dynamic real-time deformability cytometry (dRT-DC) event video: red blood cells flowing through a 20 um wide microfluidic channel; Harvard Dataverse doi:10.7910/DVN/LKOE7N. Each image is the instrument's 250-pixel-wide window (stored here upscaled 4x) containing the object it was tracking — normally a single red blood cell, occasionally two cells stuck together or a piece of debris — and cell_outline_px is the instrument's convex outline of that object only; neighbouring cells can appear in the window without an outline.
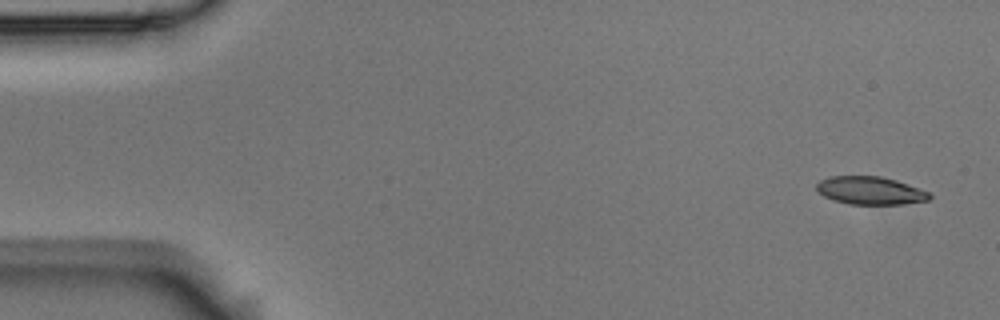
{"species": "Egyptian fruit bat (a non-hibernating species)", "species_latin": "Rousettus aegyptiacus", "temperature_condition": "room temperature", "stored_images_in_passage": 8, "camera_frame_rate_fps": 3000, "um_per_image_px": 0.085, "animal": {"sex": "male"}, "frame": {"image": 1, "passage_image": 1, "time_ms": 0.0, "image_size_px": [1000, 320], "cell_outline_px": [[932, 196], [928, 200], [900, 204], [848, 204], [832, 200], [824, 196], [816, 188], [816, 184], [820, 180], [828, 176], [880, 176], [896, 180], [908, 184], [928, 192]], "centroid_in_image_um": [73.94, 16.19], "position_along_channel_um": 11.1, "area_um2": 18.32}}
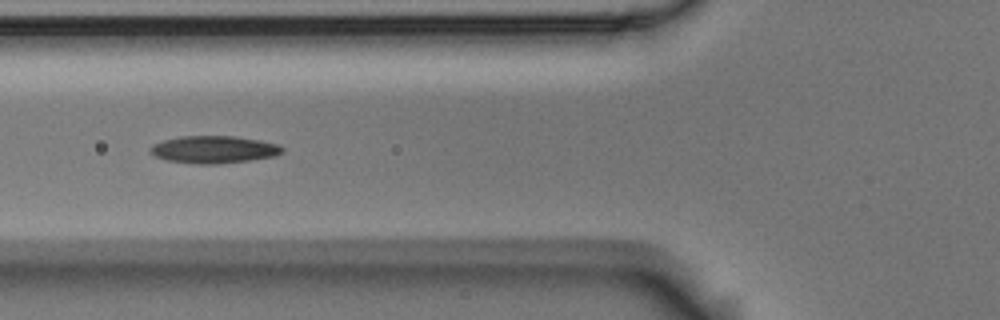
{"frame": {"image": 2, "passage_image": 6, "time_ms": 1.667, "image_size_px": [1000, 320], "cell_outline_px": [[284, 152], [276, 156], [248, 160], [216, 164], [200, 164], [168, 160], [156, 156], [148, 152], [148, 148], [152, 144], [164, 140], [180, 136], [236, 136], [260, 140], [280, 144], [284, 148]], "centroid_in_image_um": [18.2, 12.7], "position_along_channel_um": 107.6, "area_um2": 21.15}}
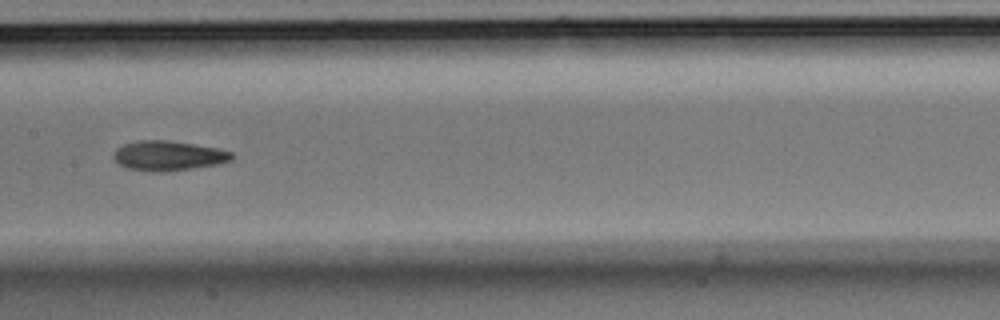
{"frame": {"image": 3, "passage_image": 8, "time_ms": 2.333, "image_size_px": [1000, 320], "cell_outline_px": [[236, 156], [232, 160], [220, 164], [164, 172], [148, 172], [128, 168], [120, 164], [112, 156], [116, 148], [124, 144], [140, 140], [164, 140], [192, 144], [216, 148], [232, 152]], "centroid_in_image_um": [14.32, 13.25], "position_along_channel_um": 193.1, "area_um2": 20.52}}